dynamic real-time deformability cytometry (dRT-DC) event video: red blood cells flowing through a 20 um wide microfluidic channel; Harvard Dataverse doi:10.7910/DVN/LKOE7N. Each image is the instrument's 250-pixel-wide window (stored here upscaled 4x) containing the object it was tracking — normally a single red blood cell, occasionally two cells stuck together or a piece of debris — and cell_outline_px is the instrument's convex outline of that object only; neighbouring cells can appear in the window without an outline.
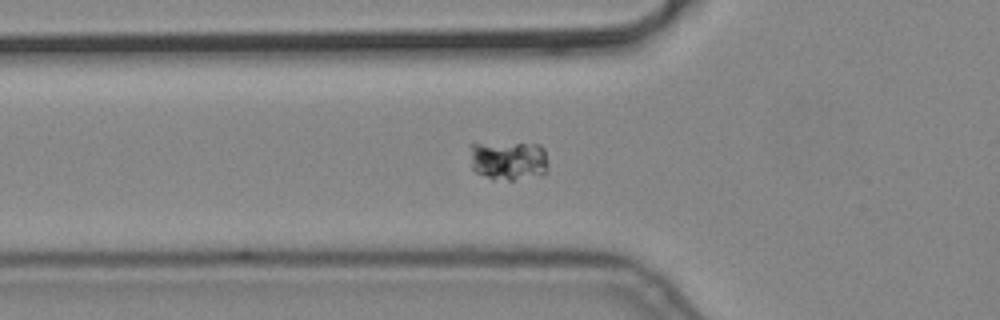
{"species": "common noctule bat (a hibernating species)", "species_latin": "Nyctalus noctula", "temperature_condition": "cold", "stored_images_in_passage": 4, "camera_frame_rate_fps": 3000, "um_per_image_px": 0.085, "animal": {"sex": "male", "body_mass_g": 19.2, "forearm_length_mm": 51.8}, "frame": {"image": 1, "passage_image": 4, "time_ms": 1.0, "image_size_px": [1000, 320], "cell_outline_px": [[548, 172], [544, 176], [512, 180], [492, 180], [476, 172], [472, 168], [468, 144], [540, 144], [544, 148], [548, 160]], "centroid_in_image_um": [43.26, 13.68], "position_along_channel_um": 82.5, "area_um2": 18.38}}